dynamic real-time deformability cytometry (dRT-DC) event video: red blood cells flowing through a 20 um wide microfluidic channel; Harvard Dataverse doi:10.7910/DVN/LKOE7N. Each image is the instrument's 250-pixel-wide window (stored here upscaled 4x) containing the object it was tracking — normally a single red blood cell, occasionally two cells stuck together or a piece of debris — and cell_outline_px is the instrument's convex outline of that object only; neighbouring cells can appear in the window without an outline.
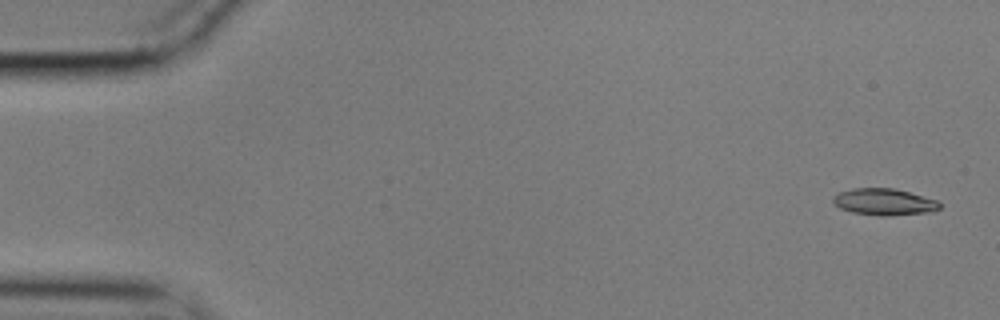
{"species": "common noctule bat (a hibernating species)", "species_latin": "Nyctalus noctula", "temperature_condition": "cold", "stored_images_in_passage": 56, "camera_frame_rate_fps": 3000, "um_per_image_px": 0.085, "animal": {"sex": "male", "body_mass_g": 17.9}, "frame": {"image": 1, "passage_image": 2, "time_ms": 0.333, "image_size_px": [1000, 320], "cell_outline_px": [[940, 208], [932, 212], [888, 216], [884, 216], [852, 212], [840, 208], [832, 200], [840, 192], [852, 188], [896, 188], [936, 200], [940, 204]], "centroid_in_image_um": [75.18, 17.16], "position_along_channel_um": 9.8, "area_um2": 16.42}}
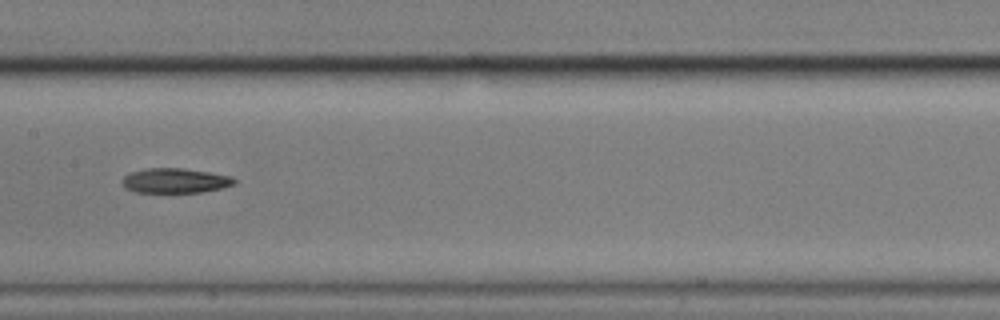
{"frame": {"image": 2, "passage_image": 28, "time_ms": 9.0, "image_size_px": [1000, 320], "cell_outline_px": [[236, 184], [220, 188], [200, 192], [136, 192], [128, 188], [120, 180], [124, 176], [132, 172], [148, 168], [180, 168], [208, 172], [232, 176], [236, 180]], "centroid_in_image_um": [14.91, 15.35], "position_along_channel_um": 192.5, "area_um2": 15.95}}
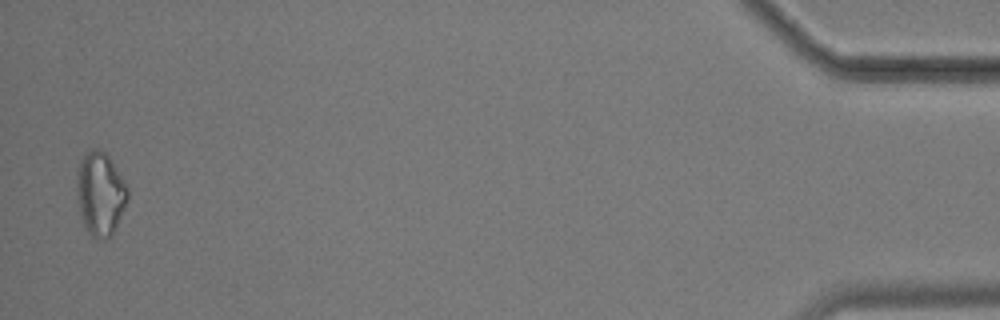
{"frame": {"image": 3, "passage_image": 55, "time_ms": 18.0, "image_size_px": [1000, 320], "cell_outline_px": [[128, 200], [112, 236], [104, 240], [100, 240], [92, 236], [84, 228], [80, 212], [76, 192], [76, 172], [80, 160], [92, 148], [96, 148], [104, 152], [112, 160], [128, 188]], "centroid_in_image_um": [8.51, 16.49], "position_along_channel_um": 426.7, "area_um2": 25.03}}